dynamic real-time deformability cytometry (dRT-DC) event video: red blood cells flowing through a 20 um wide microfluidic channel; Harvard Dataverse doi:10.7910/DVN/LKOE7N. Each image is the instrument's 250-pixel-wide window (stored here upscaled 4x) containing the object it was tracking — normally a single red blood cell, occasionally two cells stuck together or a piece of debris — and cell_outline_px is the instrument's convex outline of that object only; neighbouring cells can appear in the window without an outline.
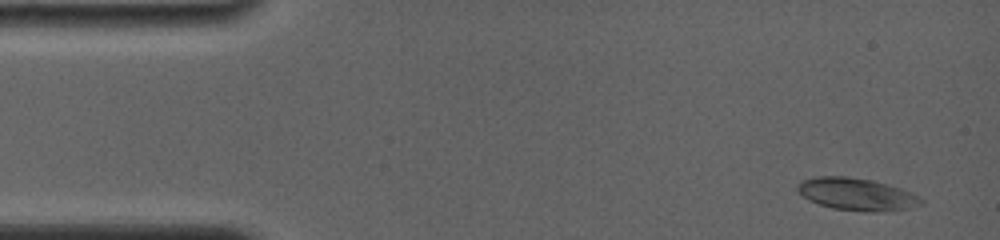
{"species": "common noctule bat (a hibernating species)", "species_latin": "Nyctalus noctula", "temperature_condition": "room temperature", "stored_images_in_passage": 20, "camera_frame_rate_fps": 4000, "um_per_image_px": 0.085, "animal": {"sex": "female", "body_mass_g": 19.0, "forearm_length_mm": 56.7}, "frame": {"image": 1, "passage_image": 1, "time_ms": 0.0, "image_size_px": [1000, 240], "cell_outline_px": [[924, 204], [912, 208], [876, 212], [864, 212], [832, 208], [808, 200], [796, 188], [796, 184], [800, 180], [816, 176], [848, 176], [872, 180], [900, 188], [912, 192], [924, 200]], "centroid_in_image_um": [72.83, 16.51], "position_along_channel_um": 12.2, "area_um2": 23.52}}
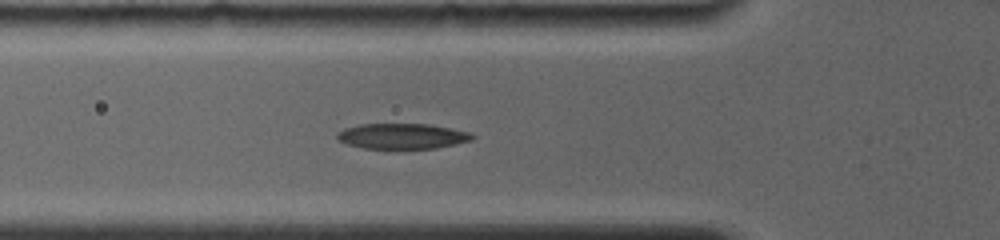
{"frame": {"image": 2, "passage_image": 12, "time_ms": 4.75, "image_size_px": [1000, 240], "cell_outline_px": [[476, 136], [472, 140], [436, 148], [364, 148], [348, 144], [340, 140], [336, 136], [336, 132], [344, 128], [360, 124], [428, 124], [472, 132]], "centroid_in_image_um": [34.21, 11.56], "position_along_channel_um": 91.6, "area_um2": 19.94}}
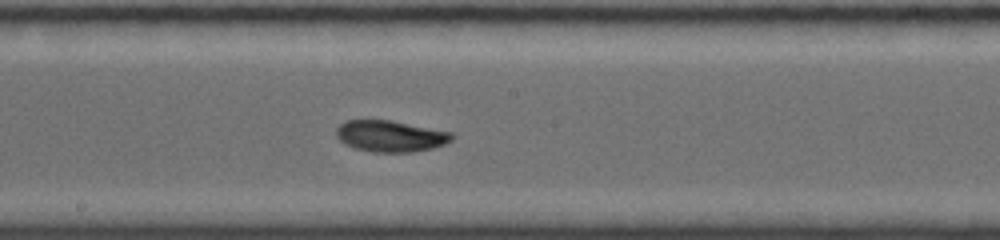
{"frame": {"image": 3, "passage_image": 20, "time_ms": 8.0, "image_size_px": [1000, 240], "cell_outline_px": [[452, 140], [444, 144], [432, 148], [412, 152], [372, 152], [356, 148], [344, 144], [336, 136], [336, 128], [344, 120], [392, 120], [452, 132]], "centroid_in_image_um": [33.16, 11.56], "position_along_channel_um": 215.0, "area_um2": 21.15}}